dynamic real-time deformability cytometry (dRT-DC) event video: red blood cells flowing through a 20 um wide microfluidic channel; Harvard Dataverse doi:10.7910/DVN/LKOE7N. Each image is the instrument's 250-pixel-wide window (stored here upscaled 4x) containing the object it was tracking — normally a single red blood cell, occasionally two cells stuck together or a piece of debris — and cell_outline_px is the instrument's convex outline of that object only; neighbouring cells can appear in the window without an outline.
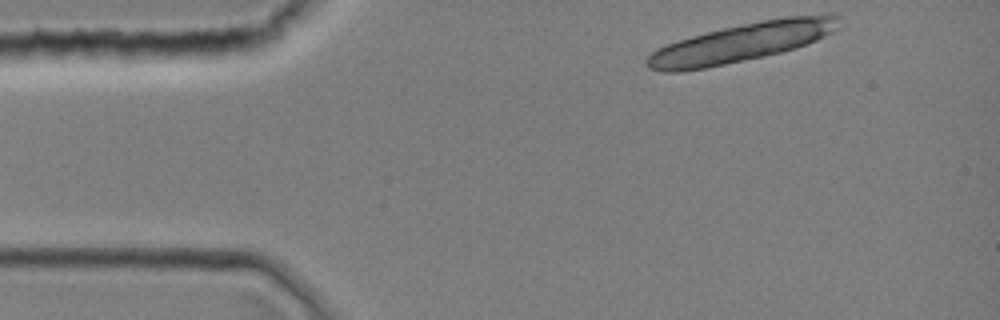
{"species": "common noctule bat (a hibernating species)", "species_latin": "Nyctalus noctula", "temperature_condition": "room temperature", "stored_images_in_passage": 8, "camera_frame_rate_fps": 3000, "um_per_image_px": 0.085, "animal": {"sex": "female", "body_mass_g": 19.0, "forearm_length_mm": 51.5}, "frame": {"image": 1, "passage_image": 1, "time_ms": 0.0, "image_size_px": [1000, 320], "cell_outline_px": [[840, 28], [816, 40], [796, 48], [780, 52], [708, 68], [680, 72], [660, 72], [648, 68], [644, 64], [644, 60], [652, 52], [668, 44], [680, 40], [708, 32], [724, 28], [764, 20], [788, 16], [840, 16]], "centroid_in_image_um": [62.96, 3.65], "position_along_channel_um": 22.0, "area_um2": 42.54}}